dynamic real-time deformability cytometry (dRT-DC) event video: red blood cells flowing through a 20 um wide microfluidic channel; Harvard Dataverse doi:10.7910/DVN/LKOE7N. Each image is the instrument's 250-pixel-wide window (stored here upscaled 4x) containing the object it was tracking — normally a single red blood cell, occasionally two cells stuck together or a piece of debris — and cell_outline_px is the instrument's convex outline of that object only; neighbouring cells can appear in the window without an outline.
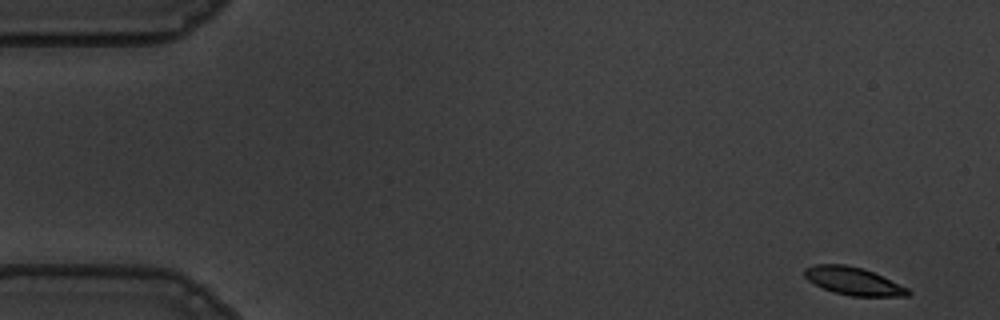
{"species": "common noctule bat (a hibernating species)", "species_latin": "Nyctalus noctula", "temperature_condition": "warm", "stored_images_in_passage": 54, "camera_frame_rate_fps": 3000, "um_per_image_px": 0.085, "animal": {"sex": "male", "body_mass_g": 19.5, "forearm_length_mm": 54.6}, "frame": {"image": 1, "passage_image": 1, "time_ms": 0.0, "image_size_px": [1000, 320], "cell_outline_px": [[912, 292], [908, 296], [852, 296], [832, 292], [808, 280], [804, 276], [804, 268], [816, 264], [844, 264], [860, 268], [872, 272], [908, 288]], "centroid_in_image_um": [72.52, 23.9], "position_along_channel_um": 12.5, "area_um2": 16.53}}
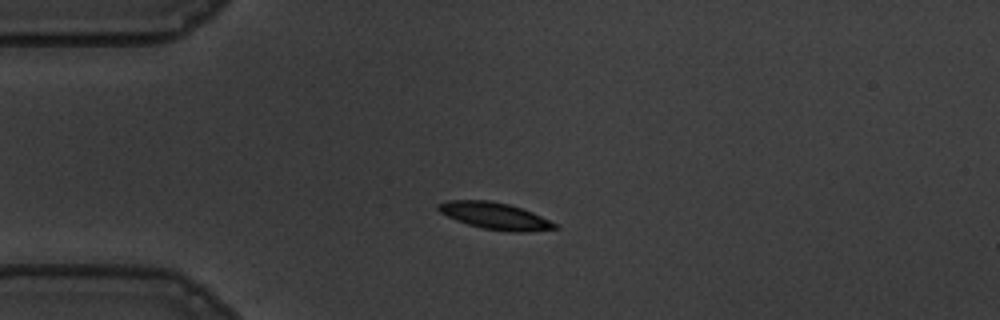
{"frame": {"image": 2, "passage_image": 12, "time_ms": 3.667, "image_size_px": [1000, 320], "cell_outline_px": [[556, 228], [528, 232], [508, 232], [484, 228], [468, 224], [456, 220], [440, 212], [436, 208], [436, 204], [448, 200], [488, 200], [508, 204], [532, 212], [556, 224]], "centroid_in_image_um": [42.02, 18.34], "position_along_channel_um": 43.0, "area_um2": 17.98}}
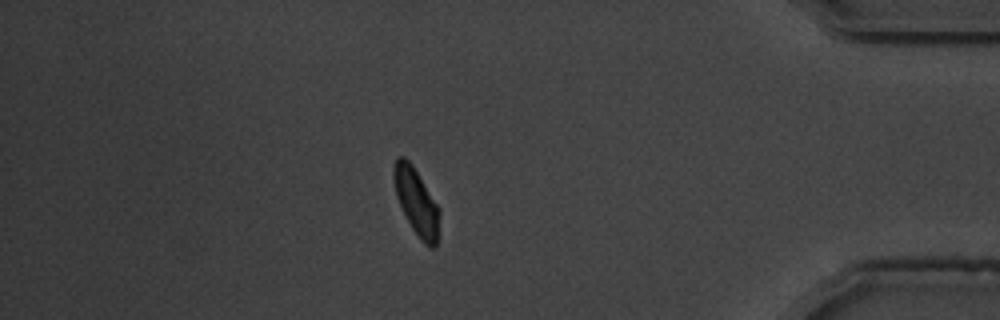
{"frame": {"image": 3, "passage_image": 47, "time_ms": 15.333, "image_size_px": [1000, 320], "cell_outline_px": [[440, 212], [436, 244], [432, 248], [424, 244], [420, 240], [412, 228], [396, 196], [392, 176], [392, 164], [396, 156], [404, 156], [412, 164], [440, 208]], "centroid_in_image_um": [35.37, 17.09], "position_along_channel_um": 399.8, "area_um2": 17.8}, "authors_computed_cell_mechanics": {"area_um2": 17.8024, "velocity_mm_per_s": 3.5761, "shape_relaxation_time_tau1_ms": 2.7261, "shape_relaxation_time_tau2_ms": 7.927, "deformation_change_tau1": 0.1327, "deformation_change_tau2": 0.1191}}